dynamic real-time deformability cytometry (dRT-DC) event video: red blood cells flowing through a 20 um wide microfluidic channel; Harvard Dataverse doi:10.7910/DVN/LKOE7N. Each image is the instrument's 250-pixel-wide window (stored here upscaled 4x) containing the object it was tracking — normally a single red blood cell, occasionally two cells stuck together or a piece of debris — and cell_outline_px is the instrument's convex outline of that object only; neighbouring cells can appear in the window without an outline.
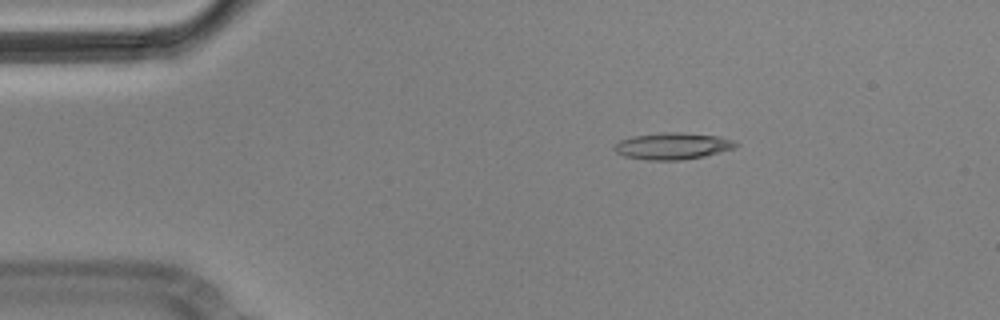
{"species": "Egyptian fruit bat (a non-hibernating species)", "species_latin": "Rousettus aegyptiacus", "temperature_condition": "cold", "stored_images_in_passage": 4, "camera_frame_rate_fps": 3000, "um_per_image_px": 0.085, "animal": {"sex": "male"}, "frame": {"image": 1, "passage_image": 4, "time_ms": 1.0, "image_size_px": [1000, 320], "cell_outline_px": [[740, 144], [732, 148], [720, 152], [704, 156], [680, 160], [644, 160], [624, 156], [616, 152], [612, 148], [620, 140], [632, 136], [664, 132], [680, 132], [720, 136], [732, 140]], "centroid_in_image_um": [57.15, 12.41], "position_along_channel_um": 27.9, "area_um2": 18.9}}